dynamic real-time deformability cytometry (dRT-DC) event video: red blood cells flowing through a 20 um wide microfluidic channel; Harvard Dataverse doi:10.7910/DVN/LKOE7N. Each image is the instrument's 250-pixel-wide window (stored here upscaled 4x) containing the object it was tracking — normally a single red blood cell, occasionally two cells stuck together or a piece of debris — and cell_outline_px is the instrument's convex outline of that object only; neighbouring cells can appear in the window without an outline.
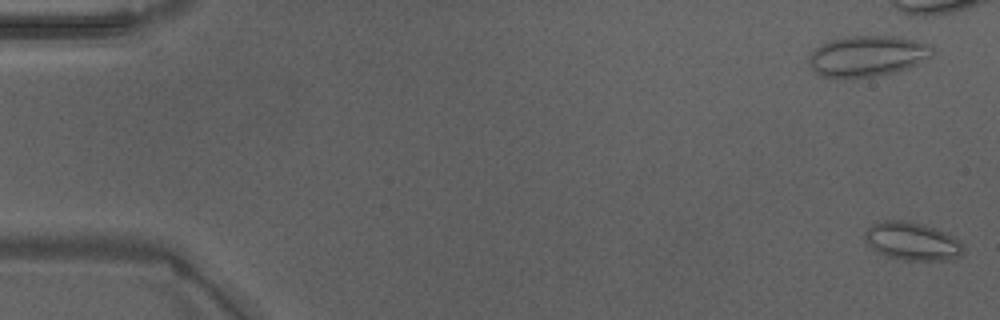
{"species": "Egyptian fruit bat (a non-hibernating species)", "species_latin": "Rousettus aegyptiacus", "temperature_condition": "warm", "stored_images_in_passage": 2, "camera_frame_rate_fps": 3000, "um_per_image_px": 0.085, "animal": {"sex": "male"}, "frame": {"image": 1, "passage_image": 2, "time_ms": 0.333, "image_size_px": [1000, 320], "cell_outline_px": [[964, 252], [960, 256], [948, 260], [904, 260], [888, 256], [876, 252], [864, 240], [864, 232], [872, 224], [884, 220], [900, 220], [924, 224], [944, 232], [960, 240], [964, 248]], "centroid_in_image_um": [77.53, 20.51], "position_along_channel_um": 7.5, "area_um2": 21.91}}